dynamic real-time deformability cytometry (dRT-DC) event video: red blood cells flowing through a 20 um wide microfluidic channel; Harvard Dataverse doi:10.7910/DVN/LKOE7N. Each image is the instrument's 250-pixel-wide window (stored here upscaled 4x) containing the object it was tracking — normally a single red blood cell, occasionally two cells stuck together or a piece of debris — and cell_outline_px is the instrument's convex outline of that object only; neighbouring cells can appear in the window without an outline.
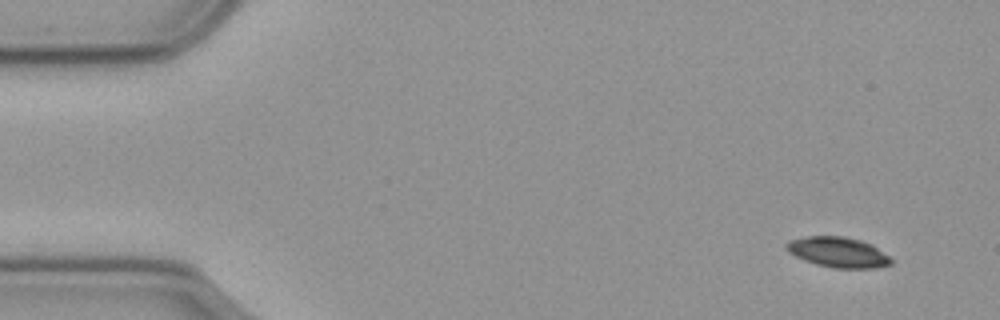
{"species": "common noctule bat (a hibernating species)", "species_latin": "Nyctalus noctula", "temperature_condition": "cold", "stored_images_in_passage": 54, "camera_frame_rate_fps": 3000, "um_per_image_px": 0.085, "animal": {"sex": "male", "body_mass_g": 23.1, "forearm_length_mm": 52.7}, "frame": {"image": 1, "passage_image": 1, "time_ms": 0.0, "image_size_px": [1000, 320], "cell_outline_px": [[892, 264], [872, 268], [832, 268], [816, 264], [804, 260], [788, 252], [784, 248], [784, 244], [788, 240], [808, 236], [844, 236], [860, 240], [872, 244], [888, 256], [892, 260]], "centroid_in_image_um": [71.19, 21.43], "position_along_channel_um": 13.8, "area_um2": 18.55}}
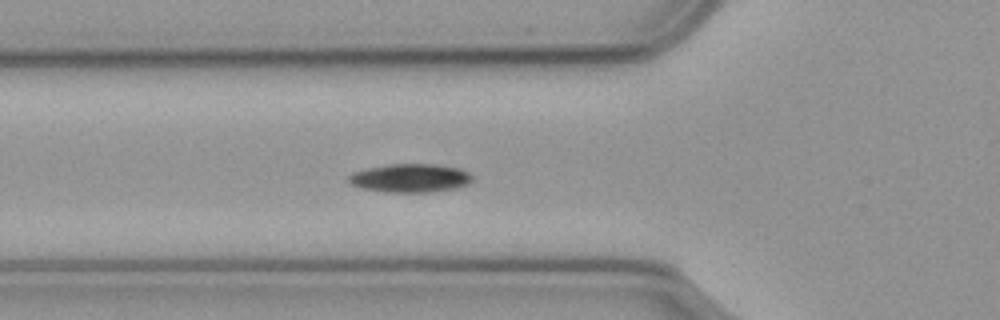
{"frame": {"image": 2, "passage_image": 17, "time_ms": 5.333, "image_size_px": [1000, 320], "cell_outline_px": [[472, 180], [468, 184], [456, 188], [432, 192], [384, 192], [360, 188], [348, 184], [348, 176], [352, 172], [368, 168], [388, 164], [428, 164], [460, 168], [468, 172], [472, 176]], "centroid_in_image_um": [34.83, 15.14], "position_along_channel_um": 91.0, "area_um2": 20.69}}
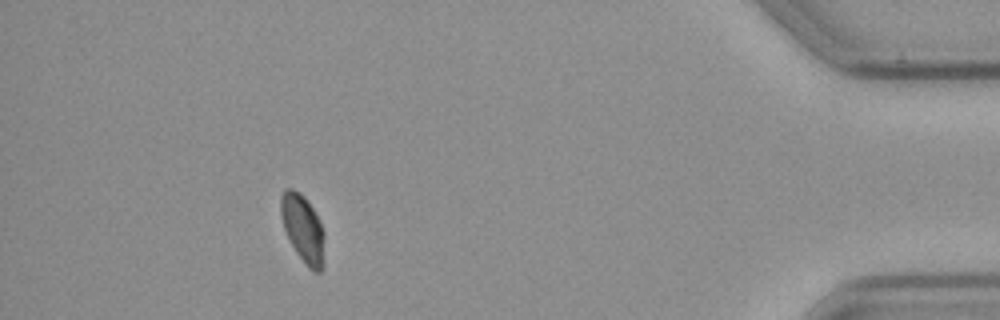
{"frame": {"image": 3, "passage_image": 49, "time_ms": 16.0, "image_size_px": [1000, 320], "cell_outline_px": [[324, 268], [320, 272], [316, 272], [308, 268], [296, 252], [284, 228], [280, 216], [280, 196], [284, 188], [292, 188], [300, 192], [304, 196], [312, 208], [324, 232]], "centroid_in_image_um": [25.74, 19.43], "position_along_channel_um": 409.5, "area_um2": 17.28}, "authors_computed_cell_mechanics": {"area_um2": 18.9006, "velocity_mm_per_s": 3.5615, "shape_relaxation_time_tau1_ms": 4.9932, "shape_relaxation_time_tau2_ms": null, "deformation_change_tau1": 0.1136, "deformation_change_tau2": null}}